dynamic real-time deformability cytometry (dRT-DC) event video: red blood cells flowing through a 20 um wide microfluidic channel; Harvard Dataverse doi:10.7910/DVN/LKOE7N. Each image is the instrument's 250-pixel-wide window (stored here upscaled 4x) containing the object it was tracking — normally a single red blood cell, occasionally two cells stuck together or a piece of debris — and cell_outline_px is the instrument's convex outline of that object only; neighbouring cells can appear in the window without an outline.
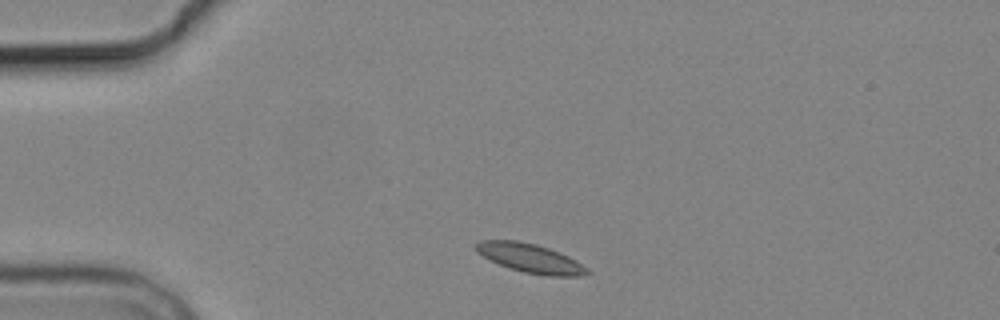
{"species": "common noctule bat (a hibernating species)", "species_latin": "Nyctalus noctula", "temperature_condition": "cold", "stored_images_in_passage": 4, "camera_frame_rate_fps": 3000, "um_per_image_px": 0.085, "animal": {"sex": "male", "body_mass_g": 19.2, "forearm_length_mm": 51.8}, "frame": {"image": 1, "passage_image": 1, "time_ms": 0.0, "image_size_px": [1000, 320], "cell_outline_px": [[592, 272], [580, 276], [548, 276], [524, 272], [500, 264], [476, 252], [472, 248], [480, 240], [516, 240], [536, 244], [548, 248], [568, 256], [576, 260], [588, 268]], "centroid_in_image_um": [45.09, 21.94], "position_along_channel_um": 39.9, "area_um2": 18.67}}